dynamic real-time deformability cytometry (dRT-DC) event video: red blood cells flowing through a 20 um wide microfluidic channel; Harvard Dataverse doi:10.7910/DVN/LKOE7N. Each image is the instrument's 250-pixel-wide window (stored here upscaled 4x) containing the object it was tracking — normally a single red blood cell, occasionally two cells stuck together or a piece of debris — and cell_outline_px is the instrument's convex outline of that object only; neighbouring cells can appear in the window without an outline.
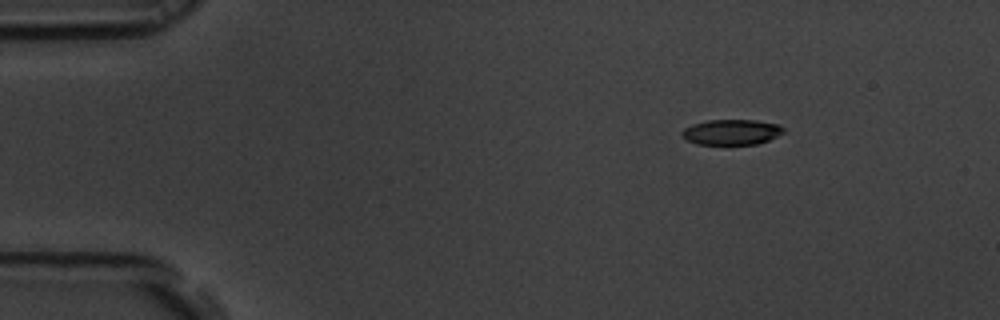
{"species": "common noctule bat (a hibernating species)", "species_latin": "Nyctalus noctula", "temperature_condition": "room temperature", "stored_images_in_passage": 49, "camera_frame_rate_fps": 3000, "um_per_image_px": 0.085, "animal": {"sex": "male", "body_mass_g": 19.5, "forearm_length_mm": 54.6}, "frame": {"image": 1, "passage_image": 1, "time_ms": 0.0, "image_size_px": [1000, 320], "cell_outline_px": [[784, 132], [768, 140], [756, 144], [696, 144], [688, 140], [680, 132], [684, 128], [692, 124], [708, 120], [756, 120], [780, 124], [784, 128]], "centroid_in_image_um": [62.19, 11.21], "position_along_channel_um": 22.8, "area_um2": 14.97}}
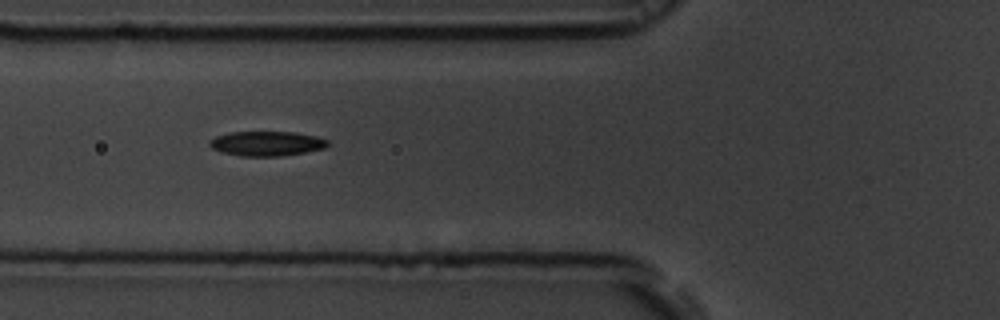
{"frame": {"image": 2, "passage_image": 14, "time_ms": 4.333, "image_size_px": [1000, 320], "cell_outline_px": [[328, 144], [324, 148], [304, 152], [280, 156], [240, 156], [224, 152], [212, 148], [208, 144], [216, 136], [228, 132], [296, 132], [316, 136], [328, 140]], "centroid_in_image_um": [22.67, 12.19], "position_along_channel_um": 103.1, "area_um2": 16.82}}
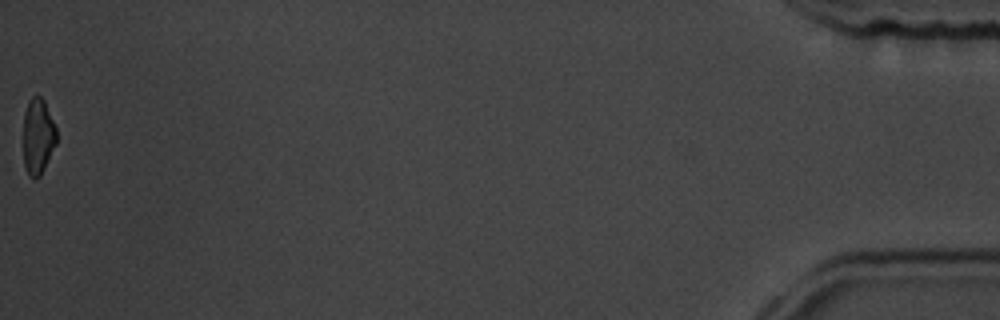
{"frame": {"image": 3, "passage_image": 49, "time_ms": 16.0, "image_size_px": [1000, 320], "cell_outline_px": [[56, 144], [40, 176], [36, 180], [32, 180], [28, 176], [24, 168], [24, 112], [28, 100], [32, 96], [40, 96], [44, 100], [56, 128]], "centroid_in_image_um": [3.21, 11.62], "position_along_channel_um": 432.0, "area_um2": 14.8}, "authors_computed_cell_mechanics": {"area_um2": 16.4152, "velocity_mm_per_s": 3.683, "shape_relaxation_time_tau1_ms": 2.8778, "shape_relaxation_time_tau2_ms": null, "deformation_change_tau1": 0.1196, "deformation_change_tau2": null}}